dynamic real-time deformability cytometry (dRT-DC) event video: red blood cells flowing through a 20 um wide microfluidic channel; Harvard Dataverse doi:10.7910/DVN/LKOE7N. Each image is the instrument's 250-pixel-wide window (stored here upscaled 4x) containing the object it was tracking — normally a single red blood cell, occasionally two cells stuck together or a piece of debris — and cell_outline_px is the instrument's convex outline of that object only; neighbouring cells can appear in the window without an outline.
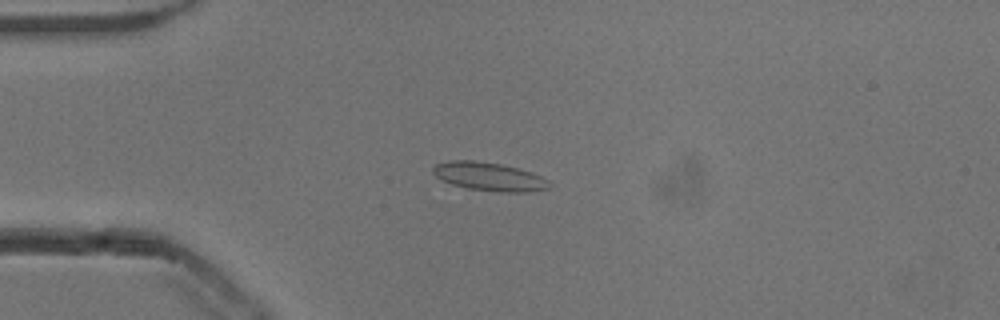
{"species": "common noctule bat (a hibernating species)", "species_latin": "Nyctalus noctula", "temperature_condition": "cold", "stored_images_in_passage": 53, "camera_frame_rate_fps": 3000, "um_per_image_px": 0.085, "animal": {"sex": "male", "body_mass_g": 13.3}, "frame": {"image": 1, "passage_image": 13, "time_ms": 4.0, "image_size_px": [1000, 320], "cell_outline_px": [[552, 184], [548, 188], [536, 192], [500, 192], [468, 188], [452, 184], [440, 180], [432, 172], [432, 168], [436, 164], [448, 160], [476, 160], [500, 164], [532, 172], [548, 180]], "centroid_in_image_um": [41.58, 15.01], "position_along_channel_um": 43.4, "area_um2": 19.42}}
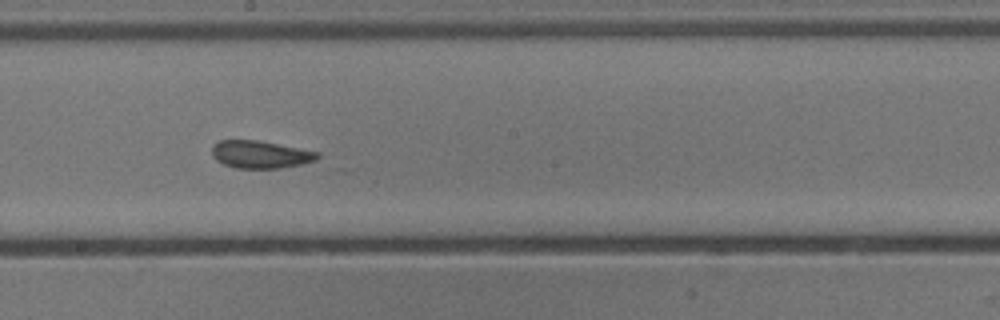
{"frame": {"image": 2, "passage_image": 29, "time_ms": 9.333, "image_size_px": [1000, 320], "cell_outline_px": [[320, 156], [316, 160], [300, 164], [280, 168], [236, 168], [224, 164], [216, 160], [212, 156], [212, 144], [220, 140], [260, 140], [320, 152]], "centroid_in_image_um": [22.12, 13.12], "position_along_channel_um": 226.1, "area_um2": 17.05}}
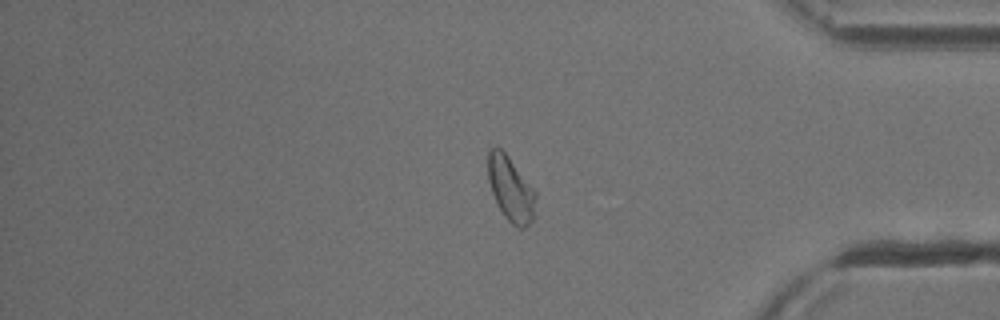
{"frame": {"image": 3, "passage_image": 44, "time_ms": 14.333, "image_size_px": [1000, 320], "cell_outline_px": [[536, 196], [532, 220], [524, 228], [520, 228], [512, 224], [508, 220], [500, 208], [492, 192], [488, 180], [488, 152], [496, 144], [508, 156], [536, 192]], "centroid_in_image_um": [43.4, 16.03], "position_along_channel_um": 391.8, "area_um2": 17.57}, "authors_computed_cell_mechanics": {"area_um2": 17.918, "velocity_mm_per_s": 3.8191, "shape_relaxation_time_tau1_ms": null, "shape_relaxation_time_tau2_ms": 1.1493, "deformation_change_tau1": null, "deformation_change_tau2": 0.0731}}